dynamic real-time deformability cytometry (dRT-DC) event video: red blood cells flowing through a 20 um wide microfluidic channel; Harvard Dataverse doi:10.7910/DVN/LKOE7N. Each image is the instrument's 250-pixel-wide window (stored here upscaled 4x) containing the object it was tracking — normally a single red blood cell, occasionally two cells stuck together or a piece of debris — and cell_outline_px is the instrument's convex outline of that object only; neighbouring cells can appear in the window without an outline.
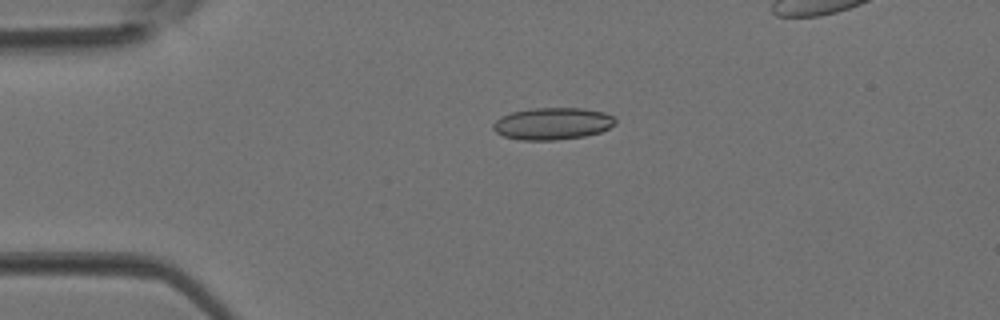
{"species": "Egyptian fruit bat (a non-hibernating species)", "species_latin": "Rousettus aegyptiacus", "temperature_condition": "room temperature", "stored_images_in_passage": 4, "camera_frame_rate_fps": 3000, "um_per_image_px": 0.085, "animal": {"sex": "female"}, "frame": {"image": 1, "passage_image": 3, "time_ms": 0.667, "image_size_px": [1000, 320], "cell_outline_px": [[616, 124], [600, 132], [584, 136], [556, 140], [520, 140], [504, 136], [496, 132], [492, 128], [492, 124], [500, 116], [512, 112], [532, 108], [580, 108], [604, 112], [612, 116], [616, 120]], "centroid_in_image_um": [46.94, 10.51], "position_along_channel_um": 38.1, "area_um2": 22.83}}